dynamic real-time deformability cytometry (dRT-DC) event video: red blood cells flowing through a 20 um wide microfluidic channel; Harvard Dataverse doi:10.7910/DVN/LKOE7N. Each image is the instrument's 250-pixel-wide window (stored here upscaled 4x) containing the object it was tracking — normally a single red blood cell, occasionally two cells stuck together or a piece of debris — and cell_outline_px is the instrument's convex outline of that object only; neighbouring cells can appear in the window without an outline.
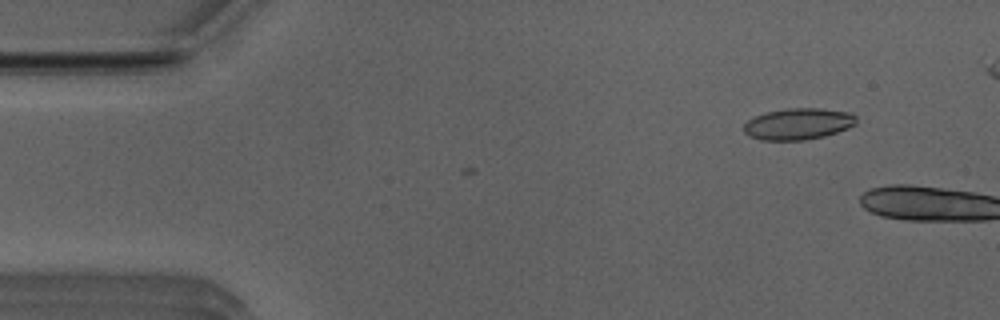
{"species": "Egyptian fruit bat (a non-hibernating species)", "species_latin": "Rousettus aegyptiacus", "temperature_condition": "room temperature", "stored_images_in_passage": 5, "camera_frame_rate_fps": 3000, "um_per_image_px": 0.085, "animal": {"sex": "male"}, "frame": {"image": 1, "passage_image": 2, "time_ms": 0.333, "image_size_px": [1000, 320], "cell_outline_px": [[856, 124], [848, 128], [824, 136], [804, 140], [760, 140], [748, 136], [744, 132], [744, 124], [748, 120], [764, 112], [788, 108], [820, 108], [848, 112], [856, 116]], "centroid_in_image_um": [67.82, 10.53], "position_along_channel_um": 17.2, "area_um2": 20.63}}